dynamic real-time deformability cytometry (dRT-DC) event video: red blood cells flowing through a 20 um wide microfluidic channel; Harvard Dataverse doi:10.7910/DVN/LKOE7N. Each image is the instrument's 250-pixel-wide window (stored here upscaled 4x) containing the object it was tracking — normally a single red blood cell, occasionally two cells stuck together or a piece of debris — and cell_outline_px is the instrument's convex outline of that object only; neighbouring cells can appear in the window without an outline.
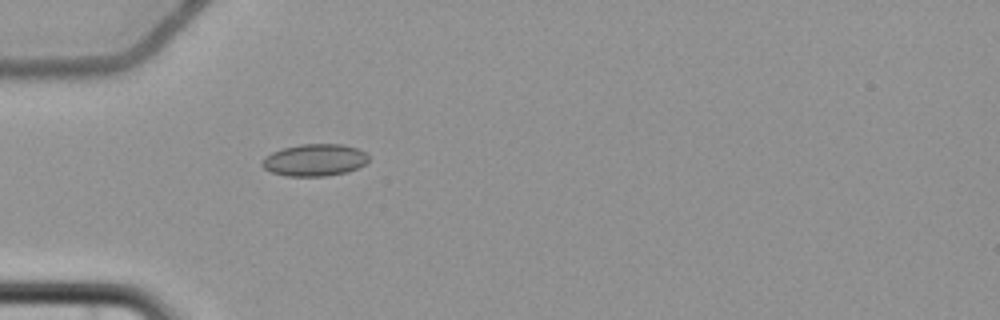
{"species": "common noctule bat (a hibernating species)", "species_latin": "Nyctalus noctula", "temperature_condition": "cold", "stored_images_in_passage": 1, "camera_frame_rate_fps": 3000, "um_per_image_px": 0.085, "animal": {"sex": "female", "body_mass_g": 22.7, "forearm_length_mm": 54.2}, "frame": {"image": 1, "passage_image": 1, "time_ms": 0.0, "image_size_px": [1000, 320], "cell_outline_px": [[368, 160], [364, 164], [348, 172], [324, 176], [288, 176], [272, 172], [264, 168], [260, 164], [264, 156], [272, 152], [284, 148], [300, 144], [344, 144], [356, 148], [364, 152], [368, 156]], "centroid_in_image_um": [26.72, 13.6], "position_along_channel_um": 58.3, "area_um2": 19.83}}